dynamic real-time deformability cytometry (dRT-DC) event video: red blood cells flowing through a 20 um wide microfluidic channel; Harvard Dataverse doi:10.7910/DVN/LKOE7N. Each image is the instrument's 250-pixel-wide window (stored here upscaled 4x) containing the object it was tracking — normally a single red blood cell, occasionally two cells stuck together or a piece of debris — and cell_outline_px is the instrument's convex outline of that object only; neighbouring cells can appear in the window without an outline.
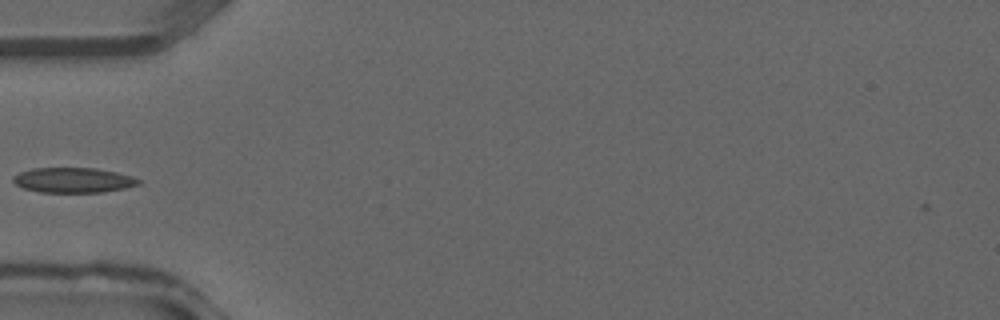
{"species": "common noctule bat (a hibernating species)", "species_latin": "Nyctalus noctula", "temperature_condition": "warm", "stored_images_in_passage": 27, "camera_frame_rate_fps": 3000, "um_per_image_px": 0.085, "animal": {"sex": "male", "forearm_length_mm": 52.5}, "frame": {"image": 1, "passage_image": 2, "time_ms": 0.333, "image_size_px": [1000, 320], "cell_outline_px": [[140, 184], [124, 188], [100, 192], [40, 192], [24, 188], [16, 184], [12, 180], [12, 176], [20, 172], [32, 168], [96, 168], [116, 172], [132, 176], [140, 180]], "centroid_in_image_um": [6.21, 15.3], "position_along_channel_um": 78.8, "area_um2": 18.21}}
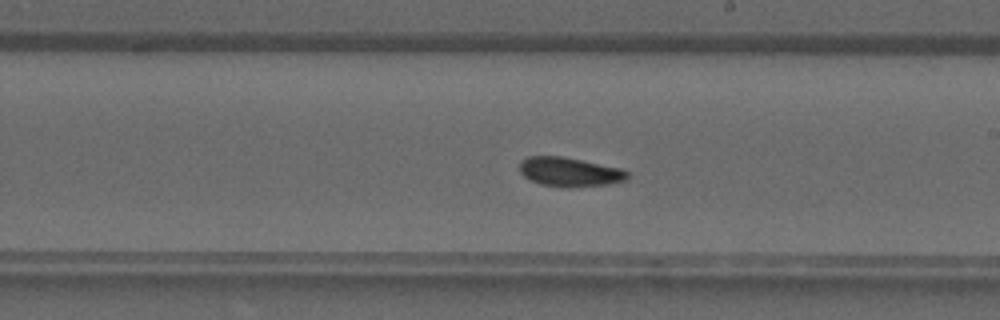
{"frame": {"image": 2, "passage_image": 11, "time_ms": 3.333, "image_size_px": [1000, 320], "cell_outline_px": [[628, 176], [624, 180], [608, 184], [568, 188], [540, 184], [524, 176], [520, 172], [520, 160], [528, 156], [560, 156], [620, 168], [628, 172]], "centroid_in_image_um": [48.38, 14.62], "position_along_channel_um": 240.6, "area_um2": 18.15}}
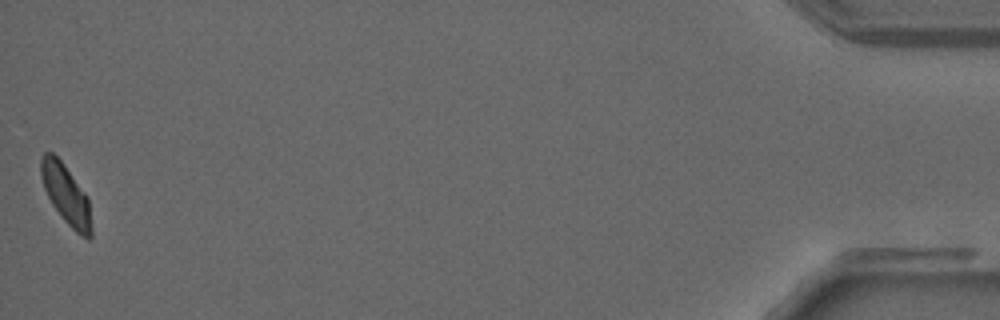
{"frame": {"image": 3, "passage_image": 27, "time_ms": 8.667, "image_size_px": [1000, 320], "cell_outline_px": [[92, 236], [88, 240], [80, 236], [64, 220], [52, 204], [44, 188], [40, 176], [40, 156], [44, 152], [52, 152], [64, 164], [88, 196], [92, 228]], "centroid_in_image_um": [5.62, 16.53], "position_along_channel_um": 429.6, "area_um2": 17.69}}